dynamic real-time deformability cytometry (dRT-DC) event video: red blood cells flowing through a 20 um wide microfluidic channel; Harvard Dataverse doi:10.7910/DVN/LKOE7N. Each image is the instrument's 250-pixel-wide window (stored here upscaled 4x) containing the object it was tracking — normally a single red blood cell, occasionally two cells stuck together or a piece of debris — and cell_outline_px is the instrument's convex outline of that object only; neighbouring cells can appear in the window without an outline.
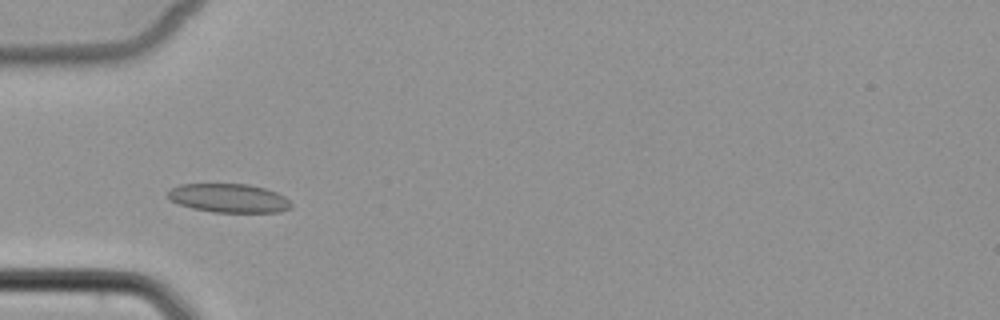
{"species": "common noctule bat (a hibernating species)", "species_latin": "Nyctalus noctula", "temperature_condition": "cold", "stored_images_in_passage": 4, "camera_frame_rate_fps": 3000, "um_per_image_px": 0.085, "animal": {"sex": "female", "body_mass_g": 22.7, "forearm_length_mm": 54.2}, "frame": {"image": 1, "passage_image": 2, "time_ms": 1.333, "image_size_px": [1000, 320], "cell_outline_px": [[292, 208], [280, 212], [212, 212], [192, 208], [168, 200], [168, 192], [172, 188], [180, 184], [248, 184], [264, 188], [276, 192], [284, 196], [292, 204]], "centroid_in_image_um": [19.46, 16.84], "position_along_channel_um": 65.5, "area_um2": 20.69}}
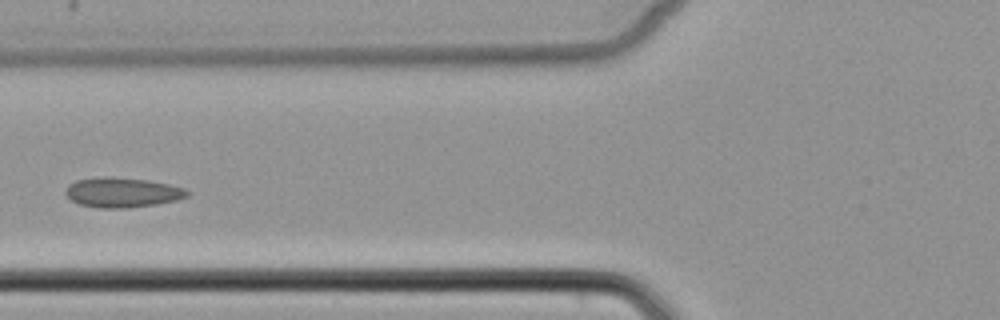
{"frame": {"image": 2, "passage_image": 3, "time_ms": 2.667, "image_size_px": [1000, 320], "cell_outline_px": [[192, 192], [188, 196], [176, 200], [156, 204], [128, 208], [96, 208], [80, 204], [72, 200], [64, 192], [68, 184], [76, 180], [108, 176], [112, 176], [148, 180], [168, 184], [184, 188]], "centroid_in_image_um": [10.4, 16.35], "position_along_channel_um": 115.4, "area_um2": 21.27}}
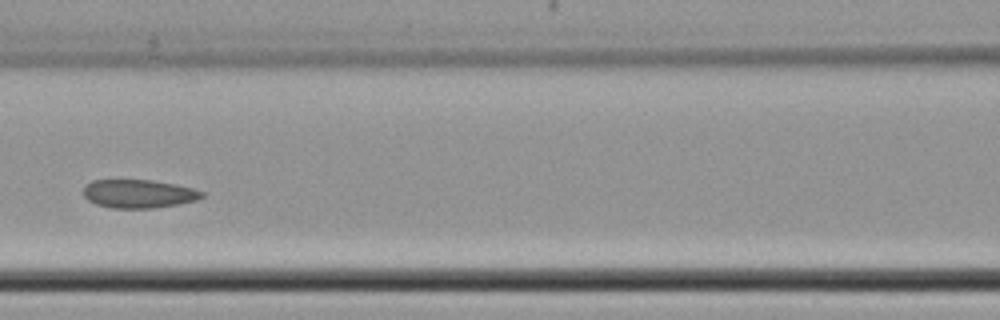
{"frame": {"image": 3, "passage_image": 4, "time_ms": 3.667, "image_size_px": [1000, 320], "cell_outline_px": [[204, 196], [196, 200], [176, 204], [152, 208], [112, 208], [96, 204], [88, 200], [84, 196], [84, 184], [92, 180], [152, 180], [176, 184], [192, 188], [204, 192]], "centroid_in_image_um": [11.76, 16.46], "position_along_channel_um": 154.8, "area_um2": 19.59}}